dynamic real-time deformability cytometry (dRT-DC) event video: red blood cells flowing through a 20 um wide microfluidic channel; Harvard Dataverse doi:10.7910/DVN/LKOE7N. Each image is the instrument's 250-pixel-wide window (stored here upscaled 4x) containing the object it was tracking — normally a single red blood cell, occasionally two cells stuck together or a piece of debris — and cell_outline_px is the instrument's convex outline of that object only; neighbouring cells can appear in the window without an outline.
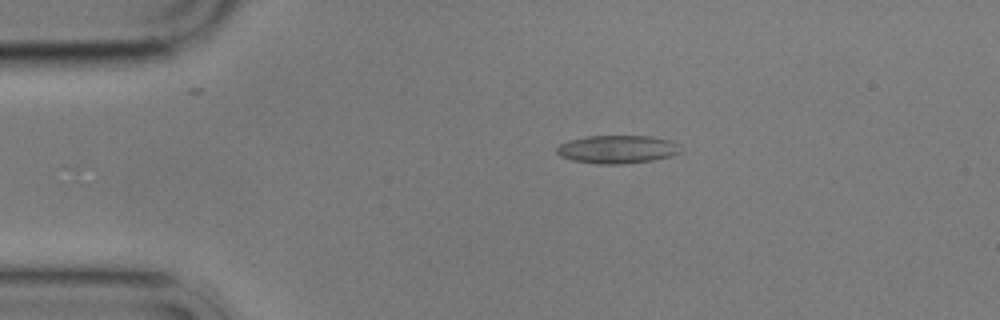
{"species": "common noctule bat (a hibernating species)", "species_latin": "Nyctalus noctula", "temperature_condition": "cold", "stored_images_in_passage": 6, "camera_frame_rate_fps": 3000, "um_per_image_px": 0.085, "animal": {"sex": "male", "body_mass_g": 17.9}, "frame": {"image": 1, "passage_image": 1, "time_ms": 0.0, "image_size_px": [1000, 320], "cell_outline_px": [[680, 152], [672, 156], [652, 160], [620, 164], [596, 164], [572, 160], [560, 156], [556, 152], [556, 148], [560, 144], [568, 140], [588, 136], [652, 136], [668, 140], [676, 144]], "centroid_in_image_um": [52.42, 12.69], "position_along_channel_um": 32.6, "area_um2": 20.17}}
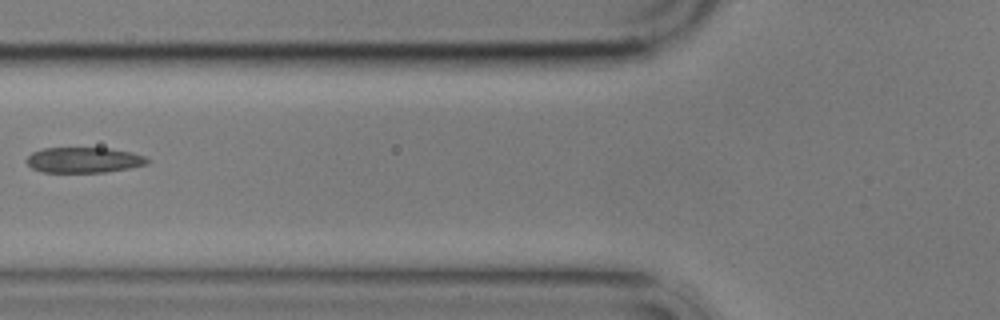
{"frame": {"image": 2, "passage_image": 4, "time_ms": 3.667, "image_size_px": [1000, 320], "cell_outline_px": [[148, 164], [128, 168], [104, 172], [40, 172], [32, 168], [24, 160], [32, 152], [44, 148], [108, 148], [132, 152], [144, 156], [148, 160]], "centroid_in_image_um": [7.09, 13.6], "position_along_channel_um": 118.7, "area_um2": 17.92}}
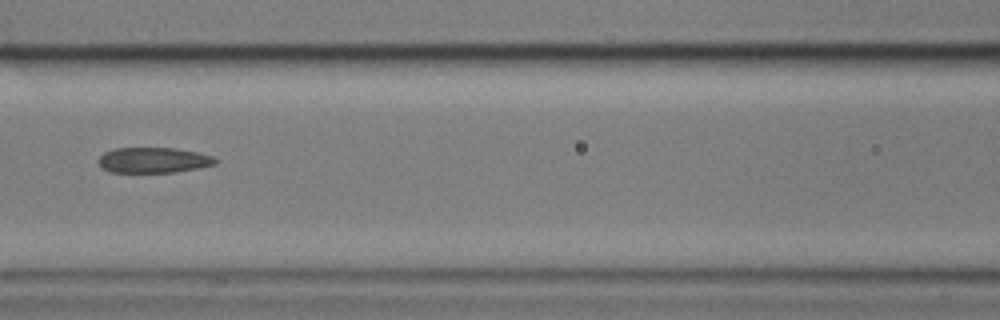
{"frame": {"image": 3, "passage_image": 5, "time_ms": 4.667, "image_size_px": [1000, 320], "cell_outline_px": [[220, 160], [216, 164], [176, 172], [112, 172], [100, 168], [96, 160], [104, 152], [116, 148], [176, 148], [196, 152], [212, 156]], "centroid_in_image_um": [13.02, 13.61], "position_along_channel_um": 153.6, "area_um2": 17.46}}